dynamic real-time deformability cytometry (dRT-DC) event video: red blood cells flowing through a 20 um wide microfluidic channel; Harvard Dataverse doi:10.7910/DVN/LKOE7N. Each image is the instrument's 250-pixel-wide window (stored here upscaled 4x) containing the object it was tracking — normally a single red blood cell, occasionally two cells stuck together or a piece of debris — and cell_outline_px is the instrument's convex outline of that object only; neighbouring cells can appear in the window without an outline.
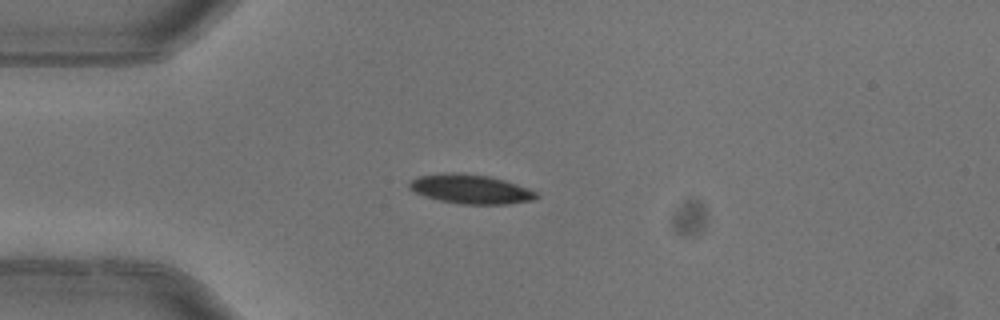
{"species": "common noctule bat (a hibernating species)", "species_latin": "Nyctalus noctula", "temperature_condition": "warm", "stored_images_in_passage": 3, "camera_frame_rate_fps": 3000, "um_per_image_px": 0.085, "animal": {"sex": "female"}, "frame": {"image": 1, "passage_image": 3, "time_ms": 0.667, "image_size_px": [1000, 320], "cell_outline_px": [[540, 196], [532, 200], [508, 204], [464, 204], [440, 200], [416, 192], [408, 188], [408, 184], [416, 176], [444, 172], [464, 172], [488, 176], [504, 180], [528, 188], [536, 192]], "centroid_in_image_um": [40.0, 16.05], "position_along_channel_um": 45.0, "area_um2": 21.62}}